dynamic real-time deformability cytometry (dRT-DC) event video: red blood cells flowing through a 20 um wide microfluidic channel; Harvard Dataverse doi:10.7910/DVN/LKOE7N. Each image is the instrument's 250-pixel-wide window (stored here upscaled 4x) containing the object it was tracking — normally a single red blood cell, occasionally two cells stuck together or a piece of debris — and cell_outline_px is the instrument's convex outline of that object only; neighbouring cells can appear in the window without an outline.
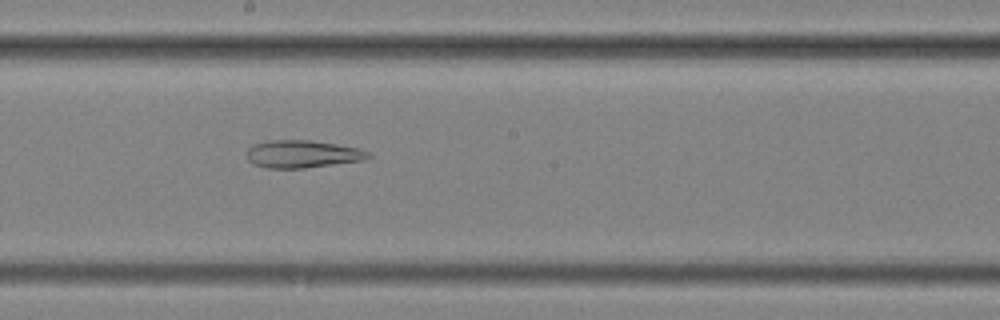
{"species": "common noctule bat (a hibernating species)", "species_latin": "Nyctalus noctula", "temperature_condition": "cold", "stored_images_in_passage": 57, "segment_of_instrument_passage": [2, 2], "camera_frame_rate_fps": 3000, "um_per_image_px": 0.085, "animal": {"sex": "female", "body_mass_g": 25.1}, "frame": {"image": 1, "passage_image": 32, "time_ms": 10.333, "image_size_px": [1000, 320], "cell_outline_px": [[372, 156], [364, 160], [304, 168], [268, 168], [252, 164], [248, 160], [248, 148], [256, 144], [268, 140], [308, 140], [336, 144], [360, 148], [368, 152]], "centroid_in_image_um": [25.72, 13.09], "position_along_channel_um": 222.5, "area_um2": 19.42}}
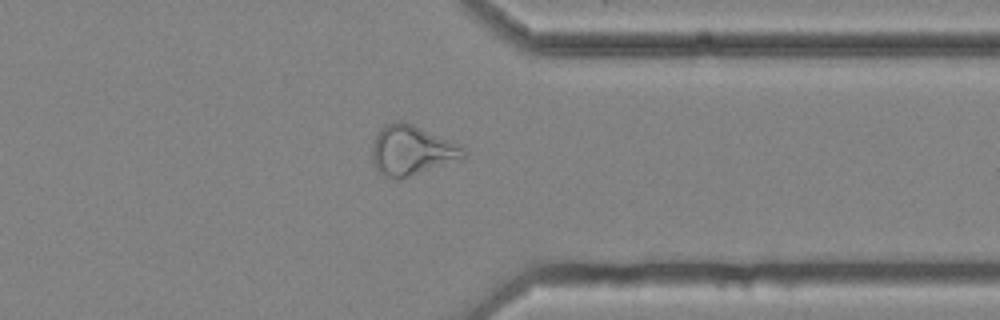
{"frame": {"image": 2, "passage_image": 45, "time_ms": 14.667, "image_size_px": [1000, 320], "cell_outline_px": [[468, 156], [400, 180], [396, 180], [384, 176], [376, 172], [372, 160], [372, 144], [380, 128], [384, 124], [392, 120], [400, 120], [412, 124], [460, 144], [468, 152]], "centroid_in_image_um": [34.96, 12.79], "position_along_channel_um": 376.4, "area_um2": 26.93}}
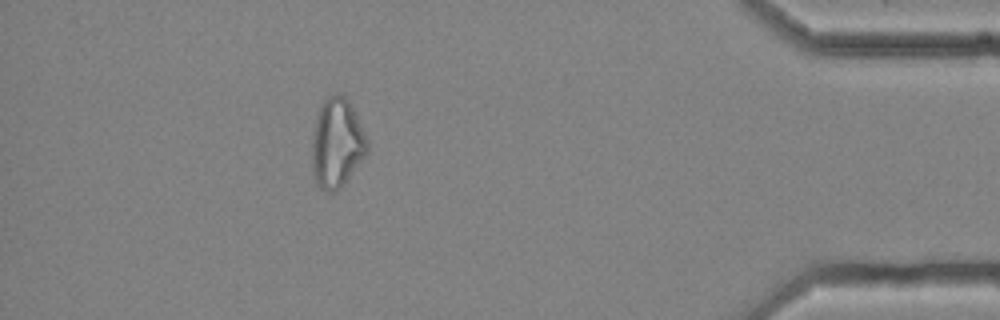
{"frame": {"image": 3, "passage_image": 51, "time_ms": 16.667, "image_size_px": [1000, 320], "cell_outline_px": [[368, 152], [340, 188], [336, 192], [328, 192], [320, 188], [316, 184], [312, 172], [312, 140], [316, 116], [320, 104], [328, 96], [336, 92], [344, 96], [348, 100], [356, 112], [368, 140]], "centroid_in_image_um": [28.63, 12.15], "position_along_channel_um": 406.6, "area_um2": 29.07}}